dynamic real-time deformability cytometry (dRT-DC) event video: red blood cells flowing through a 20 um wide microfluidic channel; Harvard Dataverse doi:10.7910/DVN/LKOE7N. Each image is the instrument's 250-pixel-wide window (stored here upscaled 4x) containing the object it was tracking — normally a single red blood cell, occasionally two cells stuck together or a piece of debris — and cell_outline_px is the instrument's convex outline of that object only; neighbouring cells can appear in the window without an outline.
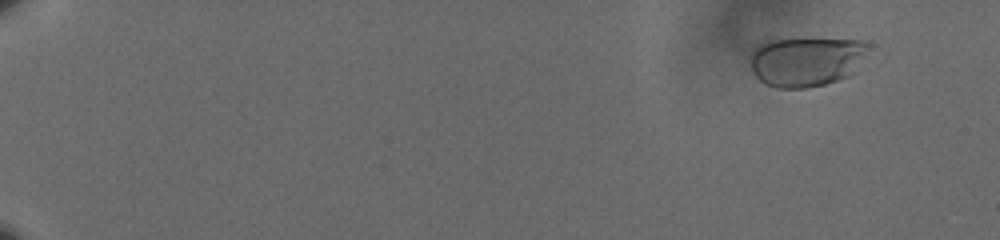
{"species": "human", "species_latin": "Homo sapiens", "temperature_condition": "cold", "stored_images_in_passage": 63, "camera_frame_rate_fps": 3000, "um_per_image_px": 0.085, "donor": {"sex": "male"}, "frame": {"image": 1, "passage_image": 7, "time_ms": 2.0, "image_size_px": [1000, 240], "cell_outline_px": [[868, 44], [848, 76], [824, 84], [804, 88], [776, 88], [764, 84], [756, 76], [752, 68], [752, 52], [756, 48], [772, 40], [864, 40]], "centroid_in_image_um": [68.46, 5.25], "position_along_channel_um": 16.5, "area_um2": 32.6}}
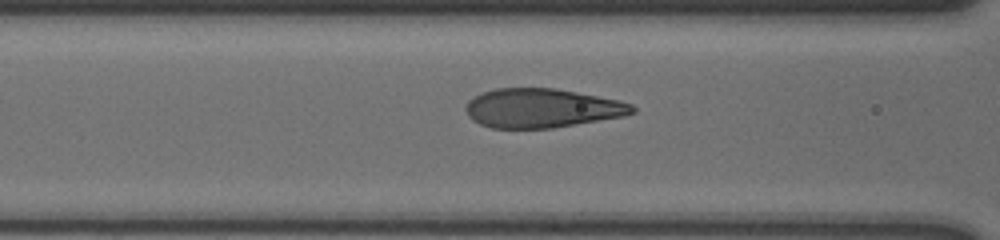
{"frame": {"image": 2, "passage_image": 31, "time_ms": 10.0, "image_size_px": [1000, 240], "cell_outline_px": [[636, 112], [624, 116], [552, 128], [492, 128], [480, 124], [472, 120], [468, 116], [464, 108], [468, 100], [472, 96], [496, 88], [556, 88], [620, 100], [632, 104], [636, 108]], "centroid_in_image_um": [46.05, 9.19], "position_along_channel_um": 120.6, "area_um2": 38.15}}
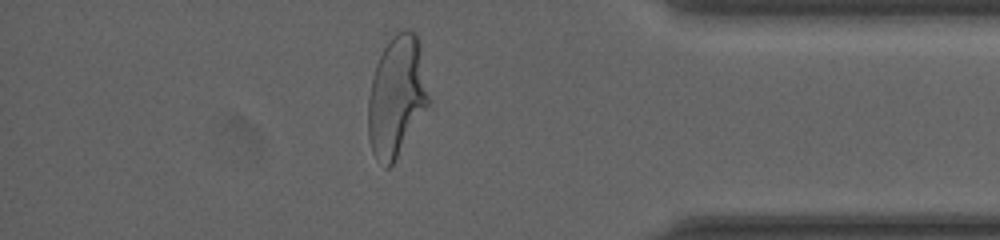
{"frame": {"image": 3, "passage_image": 56, "time_ms": 18.333, "image_size_px": [1000, 240], "cell_outline_px": [[432, 100], [392, 164], [388, 168], [384, 168], [376, 160], [372, 152], [368, 136], [368, 96], [372, 76], [376, 64], [384, 48], [392, 36], [396, 32], [404, 28], [408, 28], [416, 32], [420, 40]], "centroid_in_image_um": [33.75, 8.14], "position_along_channel_um": 401.5, "area_um2": 43.41}, "authors_computed_cell_mechanics": {"area_um2": 38.3792, "velocity_mm_per_s": 3.5903, "shape_relaxation_time_tau1_ms": 3.784, "shape_relaxation_time_tau2_ms": null, "deformation_change_tau1": 0.1629, "deformation_change_tau2": null}}